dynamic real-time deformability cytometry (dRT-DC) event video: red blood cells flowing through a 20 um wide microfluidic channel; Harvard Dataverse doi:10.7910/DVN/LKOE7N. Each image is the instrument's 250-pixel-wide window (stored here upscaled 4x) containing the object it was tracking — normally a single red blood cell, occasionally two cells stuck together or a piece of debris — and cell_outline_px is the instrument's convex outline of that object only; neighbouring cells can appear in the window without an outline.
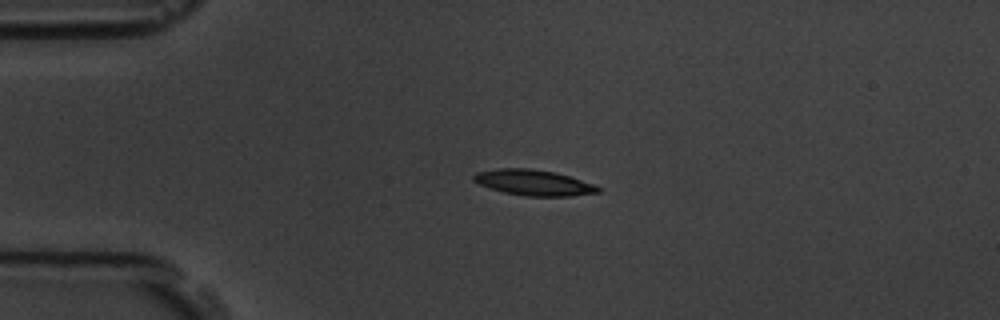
{"species": "common noctule bat (a hibernating species)", "species_latin": "Nyctalus noctula", "temperature_condition": "room temperature", "stored_images_in_passage": 4, "camera_frame_rate_fps": 3000, "um_per_image_px": 0.085, "animal": {"sex": "male", "body_mass_g": 19.5, "forearm_length_mm": 54.6}, "frame": {"image": 1, "passage_image": 3, "time_ms": 2.333, "image_size_px": [1000, 320], "cell_outline_px": [[604, 188], [600, 192], [572, 196], [524, 196], [504, 192], [480, 184], [472, 180], [472, 176], [476, 172], [496, 168], [528, 168], [556, 172]], "centroid_in_image_um": [45.36, 15.52], "position_along_channel_um": 39.6, "area_um2": 18.61}}